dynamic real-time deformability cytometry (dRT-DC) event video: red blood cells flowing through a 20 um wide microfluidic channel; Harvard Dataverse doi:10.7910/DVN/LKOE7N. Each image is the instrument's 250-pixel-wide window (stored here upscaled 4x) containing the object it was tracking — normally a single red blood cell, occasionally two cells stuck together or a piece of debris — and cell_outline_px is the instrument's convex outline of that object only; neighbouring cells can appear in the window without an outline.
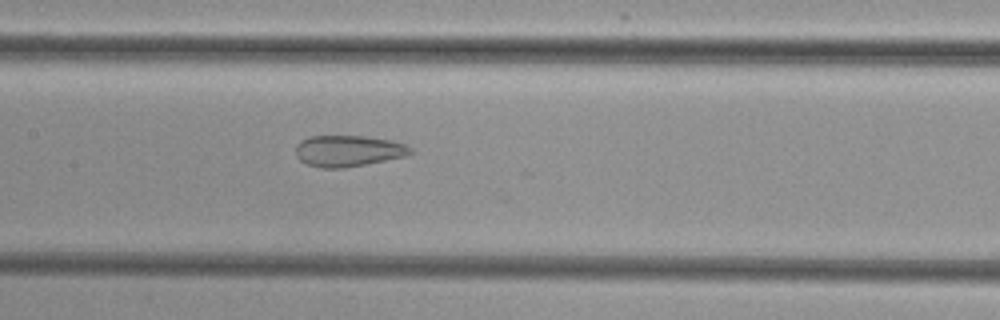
{"species": "common noctule bat (a hibernating species)", "species_latin": "Nyctalus noctula", "temperature_condition": "cold", "stored_images_in_passage": 43, "camera_frame_rate_fps": 3000, "um_per_image_px": 0.085, "animal": {"sex": "female", "body_mass_g": 29.2, "forearm_length_mm": 56.3}, "frame": {"image": 1, "passage_image": 16, "time_ms": 5.0, "image_size_px": [1000, 320], "cell_outline_px": [[412, 152], [404, 156], [344, 168], [320, 168], [308, 164], [300, 160], [296, 156], [296, 144], [300, 140], [308, 136], [364, 136], [392, 140], [404, 144], [412, 148]], "centroid_in_image_um": [29.55, 12.81], "position_along_channel_um": 177.8, "area_um2": 20.81}}
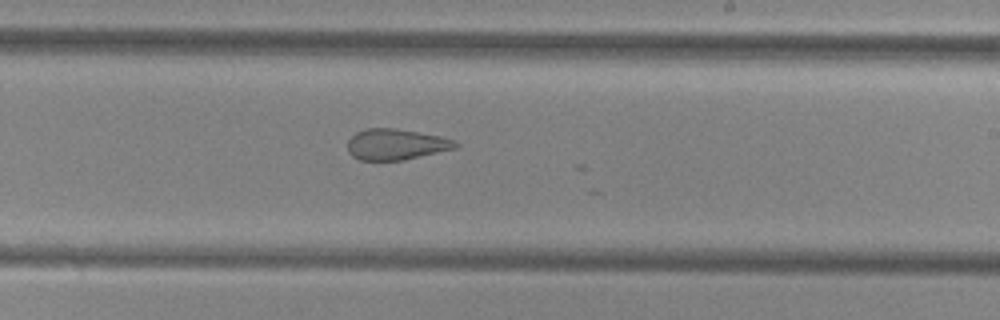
{"frame": {"image": 2, "passage_image": 22, "time_ms": 7.0, "image_size_px": [1000, 320], "cell_outline_px": [[460, 144], [456, 148], [404, 160], [360, 160], [352, 156], [348, 152], [348, 140], [356, 132], [368, 128], [396, 128], [440, 136], [456, 140]], "centroid_in_image_um": [33.67, 12.27], "position_along_channel_um": 255.3, "area_um2": 19.48}}
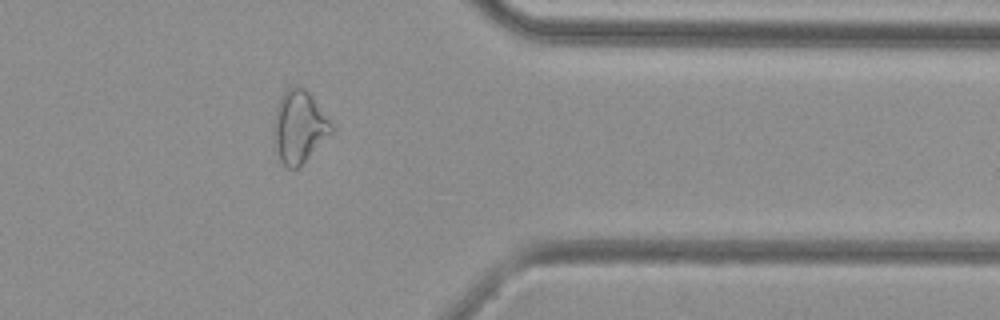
{"frame": {"image": 3, "passage_image": 33, "time_ms": 10.667, "image_size_px": [1000, 320], "cell_outline_px": [[336, 132], [296, 168], [288, 168], [280, 160], [276, 144], [276, 108], [280, 96], [292, 84], [300, 84], [308, 92], [336, 128]], "centroid_in_image_um": [25.5, 10.73], "position_along_channel_um": 385.9, "area_um2": 23.99}}